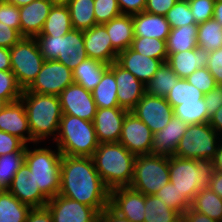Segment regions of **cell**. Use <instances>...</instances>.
<instances>
[{
    "mask_svg": "<svg viewBox=\"0 0 222 222\" xmlns=\"http://www.w3.org/2000/svg\"><path fill=\"white\" fill-rule=\"evenodd\" d=\"M25 151L7 153L0 156V186L7 189L16 172L24 163Z\"/></svg>",
    "mask_w": 222,
    "mask_h": 222,
    "instance_id": "cell-41",
    "label": "cell"
},
{
    "mask_svg": "<svg viewBox=\"0 0 222 222\" xmlns=\"http://www.w3.org/2000/svg\"><path fill=\"white\" fill-rule=\"evenodd\" d=\"M210 170L222 172V137L219 142L215 157L209 163Z\"/></svg>",
    "mask_w": 222,
    "mask_h": 222,
    "instance_id": "cell-59",
    "label": "cell"
},
{
    "mask_svg": "<svg viewBox=\"0 0 222 222\" xmlns=\"http://www.w3.org/2000/svg\"><path fill=\"white\" fill-rule=\"evenodd\" d=\"M29 167L24 162L7 188L20 202L31 208L45 207L49 200L28 177Z\"/></svg>",
    "mask_w": 222,
    "mask_h": 222,
    "instance_id": "cell-21",
    "label": "cell"
},
{
    "mask_svg": "<svg viewBox=\"0 0 222 222\" xmlns=\"http://www.w3.org/2000/svg\"><path fill=\"white\" fill-rule=\"evenodd\" d=\"M128 110L121 107L97 108L93 124L96 137L101 143H117Z\"/></svg>",
    "mask_w": 222,
    "mask_h": 222,
    "instance_id": "cell-17",
    "label": "cell"
},
{
    "mask_svg": "<svg viewBox=\"0 0 222 222\" xmlns=\"http://www.w3.org/2000/svg\"><path fill=\"white\" fill-rule=\"evenodd\" d=\"M208 187L222 198V172L212 171L209 172Z\"/></svg>",
    "mask_w": 222,
    "mask_h": 222,
    "instance_id": "cell-56",
    "label": "cell"
},
{
    "mask_svg": "<svg viewBox=\"0 0 222 222\" xmlns=\"http://www.w3.org/2000/svg\"><path fill=\"white\" fill-rule=\"evenodd\" d=\"M34 149L26 146L24 162L29 167L28 178L48 198L55 197L60 190V168L62 153L56 148Z\"/></svg>",
    "mask_w": 222,
    "mask_h": 222,
    "instance_id": "cell-5",
    "label": "cell"
},
{
    "mask_svg": "<svg viewBox=\"0 0 222 222\" xmlns=\"http://www.w3.org/2000/svg\"><path fill=\"white\" fill-rule=\"evenodd\" d=\"M169 156L136 155L130 188L144 195H154L170 181Z\"/></svg>",
    "mask_w": 222,
    "mask_h": 222,
    "instance_id": "cell-8",
    "label": "cell"
},
{
    "mask_svg": "<svg viewBox=\"0 0 222 222\" xmlns=\"http://www.w3.org/2000/svg\"><path fill=\"white\" fill-rule=\"evenodd\" d=\"M46 207L53 222H98L100 215L95 208L59 194L50 198Z\"/></svg>",
    "mask_w": 222,
    "mask_h": 222,
    "instance_id": "cell-14",
    "label": "cell"
},
{
    "mask_svg": "<svg viewBox=\"0 0 222 222\" xmlns=\"http://www.w3.org/2000/svg\"><path fill=\"white\" fill-rule=\"evenodd\" d=\"M72 29L68 7L53 5L38 36H63Z\"/></svg>",
    "mask_w": 222,
    "mask_h": 222,
    "instance_id": "cell-31",
    "label": "cell"
},
{
    "mask_svg": "<svg viewBox=\"0 0 222 222\" xmlns=\"http://www.w3.org/2000/svg\"><path fill=\"white\" fill-rule=\"evenodd\" d=\"M154 195L159 197L160 200H163L168 207L178 211L181 215H183L185 210L190 207V203L181 196V193L178 192L175 185L170 181L164 187L160 188Z\"/></svg>",
    "mask_w": 222,
    "mask_h": 222,
    "instance_id": "cell-44",
    "label": "cell"
},
{
    "mask_svg": "<svg viewBox=\"0 0 222 222\" xmlns=\"http://www.w3.org/2000/svg\"><path fill=\"white\" fill-rule=\"evenodd\" d=\"M97 170L106 187H129L134 175L136 155L121 143H101L92 155Z\"/></svg>",
    "mask_w": 222,
    "mask_h": 222,
    "instance_id": "cell-3",
    "label": "cell"
},
{
    "mask_svg": "<svg viewBox=\"0 0 222 222\" xmlns=\"http://www.w3.org/2000/svg\"><path fill=\"white\" fill-rule=\"evenodd\" d=\"M119 143L134 155L151 154L153 133L144 122L128 112L123 122Z\"/></svg>",
    "mask_w": 222,
    "mask_h": 222,
    "instance_id": "cell-15",
    "label": "cell"
},
{
    "mask_svg": "<svg viewBox=\"0 0 222 222\" xmlns=\"http://www.w3.org/2000/svg\"><path fill=\"white\" fill-rule=\"evenodd\" d=\"M178 0H146L144 11L165 16Z\"/></svg>",
    "mask_w": 222,
    "mask_h": 222,
    "instance_id": "cell-53",
    "label": "cell"
},
{
    "mask_svg": "<svg viewBox=\"0 0 222 222\" xmlns=\"http://www.w3.org/2000/svg\"><path fill=\"white\" fill-rule=\"evenodd\" d=\"M173 112L174 116L188 125L209 123L204 98L198 102H181L180 105L173 108Z\"/></svg>",
    "mask_w": 222,
    "mask_h": 222,
    "instance_id": "cell-38",
    "label": "cell"
},
{
    "mask_svg": "<svg viewBox=\"0 0 222 222\" xmlns=\"http://www.w3.org/2000/svg\"><path fill=\"white\" fill-rule=\"evenodd\" d=\"M134 37H152L167 40L171 31L165 16L146 11L132 15Z\"/></svg>",
    "mask_w": 222,
    "mask_h": 222,
    "instance_id": "cell-25",
    "label": "cell"
},
{
    "mask_svg": "<svg viewBox=\"0 0 222 222\" xmlns=\"http://www.w3.org/2000/svg\"><path fill=\"white\" fill-rule=\"evenodd\" d=\"M52 7L53 3L51 0H35L20 7L21 35L28 38L38 36Z\"/></svg>",
    "mask_w": 222,
    "mask_h": 222,
    "instance_id": "cell-23",
    "label": "cell"
},
{
    "mask_svg": "<svg viewBox=\"0 0 222 222\" xmlns=\"http://www.w3.org/2000/svg\"><path fill=\"white\" fill-rule=\"evenodd\" d=\"M185 79L205 94L217 85L215 79L206 67L195 70Z\"/></svg>",
    "mask_w": 222,
    "mask_h": 222,
    "instance_id": "cell-46",
    "label": "cell"
},
{
    "mask_svg": "<svg viewBox=\"0 0 222 222\" xmlns=\"http://www.w3.org/2000/svg\"><path fill=\"white\" fill-rule=\"evenodd\" d=\"M58 97L62 115H72L93 122L97 106L92 91L74 82L67 86Z\"/></svg>",
    "mask_w": 222,
    "mask_h": 222,
    "instance_id": "cell-13",
    "label": "cell"
},
{
    "mask_svg": "<svg viewBox=\"0 0 222 222\" xmlns=\"http://www.w3.org/2000/svg\"><path fill=\"white\" fill-rule=\"evenodd\" d=\"M23 89L19 86L11 70H0V99L6 103L17 101L22 96Z\"/></svg>",
    "mask_w": 222,
    "mask_h": 222,
    "instance_id": "cell-43",
    "label": "cell"
},
{
    "mask_svg": "<svg viewBox=\"0 0 222 222\" xmlns=\"http://www.w3.org/2000/svg\"><path fill=\"white\" fill-rule=\"evenodd\" d=\"M25 105L31 131V143H42L53 135L56 139L62 117L61 104L56 95H47L23 90L20 98ZM49 136V137H48Z\"/></svg>",
    "mask_w": 222,
    "mask_h": 222,
    "instance_id": "cell-2",
    "label": "cell"
},
{
    "mask_svg": "<svg viewBox=\"0 0 222 222\" xmlns=\"http://www.w3.org/2000/svg\"><path fill=\"white\" fill-rule=\"evenodd\" d=\"M26 144L18 137L0 130V156L17 151H25Z\"/></svg>",
    "mask_w": 222,
    "mask_h": 222,
    "instance_id": "cell-49",
    "label": "cell"
},
{
    "mask_svg": "<svg viewBox=\"0 0 222 222\" xmlns=\"http://www.w3.org/2000/svg\"><path fill=\"white\" fill-rule=\"evenodd\" d=\"M195 23L201 24L213 16L215 1L212 0H188Z\"/></svg>",
    "mask_w": 222,
    "mask_h": 222,
    "instance_id": "cell-47",
    "label": "cell"
},
{
    "mask_svg": "<svg viewBox=\"0 0 222 222\" xmlns=\"http://www.w3.org/2000/svg\"><path fill=\"white\" fill-rule=\"evenodd\" d=\"M209 124L222 136V106L210 117Z\"/></svg>",
    "mask_w": 222,
    "mask_h": 222,
    "instance_id": "cell-60",
    "label": "cell"
},
{
    "mask_svg": "<svg viewBox=\"0 0 222 222\" xmlns=\"http://www.w3.org/2000/svg\"><path fill=\"white\" fill-rule=\"evenodd\" d=\"M209 163L169 156L170 182L190 204L201 188L208 187Z\"/></svg>",
    "mask_w": 222,
    "mask_h": 222,
    "instance_id": "cell-7",
    "label": "cell"
},
{
    "mask_svg": "<svg viewBox=\"0 0 222 222\" xmlns=\"http://www.w3.org/2000/svg\"><path fill=\"white\" fill-rule=\"evenodd\" d=\"M10 60L11 71L23 90L33 83L45 61L36 39L28 37L10 48Z\"/></svg>",
    "mask_w": 222,
    "mask_h": 222,
    "instance_id": "cell-10",
    "label": "cell"
},
{
    "mask_svg": "<svg viewBox=\"0 0 222 222\" xmlns=\"http://www.w3.org/2000/svg\"><path fill=\"white\" fill-rule=\"evenodd\" d=\"M7 2H9L10 4H13L17 7H22V6H25L35 0H6Z\"/></svg>",
    "mask_w": 222,
    "mask_h": 222,
    "instance_id": "cell-63",
    "label": "cell"
},
{
    "mask_svg": "<svg viewBox=\"0 0 222 222\" xmlns=\"http://www.w3.org/2000/svg\"><path fill=\"white\" fill-rule=\"evenodd\" d=\"M204 103L208 112V119L222 106V85H216L204 95Z\"/></svg>",
    "mask_w": 222,
    "mask_h": 222,
    "instance_id": "cell-51",
    "label": "cell"
},
{
    "mask_svg": "<svg viewBox=\"0 0 222 222\" xmlns=\"http://www.w3.org/2000/svg\"><path fill=\"white\" fill-rule=\"evenodd\" d=\"M0 130L18 137L26 145L31 144L28 116L20 99L7 103L0 112Z\"/></svg>",
    "mask_w": 222,
    "mask_h": 222,
    "instance_id": "cell-19",
    "label": "cell"
},
{
    "mask_svg": "<svg viewBox=\"0 0 222 222\" xmlns=\"http://www.w3.org/2000/svg\"><path fill=\"white\" fill-rule=\"evenodd\" d=\"M0 70H11L10 49L0 47Z\"/></svg>",
    "mask_w": 222,
    "mask_h": 222,
    "instance_id": "cell-61",
    "label": "cell"
},
{
    "mask_svg": "<svg viewBox=\"0 0 222 222\" xmlns=\"http://www.w3.org/2000/svg\"><path fill=\"white\" fill-rule=\"evenodd\" d=\"M7 103L3 100L0 99V112L2 111V109L4 108V106L6 105Z\"/></svg>",
    "mask_w": 222,
    "mask_h": 222,
    "instance_id": "cell-65",
    "label": "cell"
},
{
    "mask_svg": "<svg viewBox=\"0 0 222 222\" xmlns=\"http://www.w3.org/2000/svg\"><path fill=\"white\" fill-rule=\"evenodd\" d=\"M130 112L144 122L153 134L163 129L174 116L173 108L165 97L146 93Z\"/></svg>",
    "mask_w": 222,
    "mask_h": 222,
    "instance_id": "cell-12",
    "label": "cell"
},
{
    "mask_svg": "<svg viewBox=\"0 0 222 222\" xmlns=\"http://www.w3.org/2000/svg\"><path fill=\"white\" fill-rule=\"evenodd\" d=\"M122 14L134 15L143 12L146 0H117Z\"/></svg>",
    "mask_w": 222,
    "mask_h": 222,
    "instance_id": "cell-54",
    "label": "cell"
},
{
    "mask_svg": "<svg viewBox=\"0 0 222 222\" xmlns=\"http://www.w3.org/2000/svg\"><path fill=\"white\" fill-rule=\"evenodd\" d=\"M198 47L205 51H214L222 47V26L213 18L198 24Z\"/></svg>",
    "mask_w": 222,
    "mask_h": 222,
    "instance_id": "cell-37",
    "label": "cell"
},
{
    "mask_svg": "<svg viewBox=\"0 0 222 222\" xmlns=\"http://www.w3.org/2000/svg\"><path fill=\"white\" fill-rule=\"evenodd\" d=\"M83 33L88 58L107 65L116 61L118 52L112 47L109 34L103 24H96L92 28L84 30Z\"/></svg>",
    "mask_w": 222,
    "mask_h": 222,
    "instance_id": "cell-18",
    "label": "cell"
},
{
    "mask_svg": "<svg viewBox=\"0 0 222 222\" xmlns=\"http://www.w3.org/2000/svg\"><path fill=\"white\" fill-rule=\"evenodd\" d=\"M195 211L207 215L213 220H222V198H220L209 187L201 188L190 204Z\"/></svg>",
    "mask_w": 222,
    "mask_h": 222,
    "instance_id": "cell-32",
    "label": "cell"
},
{
    "mask_svg": "<svg viewBox=\"0 0 222 222\" xmlns=\"http://www.w3.org/2000/svg\"><path fill=\"white\" fill-rule=\"evenodd\" d=\"M117 0H94V16L97 24H104L120 16Z\"/></svg>",
    "mask_w": 222,
    "mask_h": 222,
    "instance_id": "cell-45",
    "label": "cell"
},
{
    "mask_svg": "<svg viewBox=\"0 0 222 222\" xmlns=\"http://www.w3.org/2000/svg\"><path fill=\"white\" fill-rule=\"evenodd\" d=\"M0 22L20 32L19 7L10 4L6 0H0Z\"/></svg>",
    "mask_w": 222,
    "mask_h": 222,
    "instance_id": "cell-48",
    "label": "cell"
},
{
    "mask_svg": "<svg viewBox=\"0 0 222 222\" xmlns=\"http://www.w3.org/2000/svg\"><path fill=\"white\" fill-rule=\"evenodd\" d=\"M30 210L7 189L0 192V222H25Z\"/></svg>",
    "mask_w": 222,
    "mask_h": 222,
    "instance_id": "cell-33",
    "label": "cell"
},
{
    "mask_svg": "<svg viewBox=\"0 0 222 222\" xmlns=\"http://www.w3.org/2000/svg\"><path fill=\"white\" fill-rule=\"evenodd\" d=\"M116 62L131 72L138 80L146 85L154 76L157 69L164 63L134 51L131 47L119 52Z\"/></svg>",
    "mask_w": 222,
    "mask_h": 222,
    "instance_id": "cell-22",
    "label": "cell"
},
{
    "mask_svg": "<svg viewBox=\"0 0 222 222\" xmlns=\"http://www.w3.org/2000/svg\"><path fill=\"white\" fill-rule=\"evenodd\" d=\"M188 124L173 116L160 131L153 134L151 154L173 156Z\"/></svg>",
    "mask_w": 222,
    "mask_h": 222,
    "instance_id": "cell-24",
    "label": "cell"
},
{
    "mask_svg": "<svg viewBox=\"0 0 222 222\" xmlns=\"http://www.w3.org/2000/svg\"><path fill=\"white\" fill-rule=\"evenodd\" d=\"M219 136L209 123L188 125L174 156L210 163L221 140Z\"/></svg>",
    "mask_w": 222,
    "mask_h": 222,
    "instance_id": "cell-9",
    "label": "cell"
},
{
    "mask_svg": "<svg viewBox=\"0 0 222 222\" xmlns=\"http://www.w3.org/2000/svg\"><path fill=\"white\" fill-rule=\"evenodd\" d=\"M35 39L44 60H57L72 71L88 58L83 30L72 29L63 36H36Z\"/></svg>",
    "mask_w": 222,
    "mask_h": 222,
    "instance_id": "cell-6",
    "label": "cell"
},
{
    "mask_svg": "<svg viewBox=\"0 0 222 222\" xmlns=\"http://www.w3.org/2000/svg\"><path fill=\"white\" fill-rule=\"evenodd\" d=\"M74 83L73 71L57 60H45L29 92L58 96L67 86Z\"/></svg>",
    "mask_w": 222,
    "mask_h": 222,
    "instance_id": "cell-11",
    "label": "cell"
},
{
    "mask_svg": "<svg viewBox=\"0 0 222 222\" xmlns=\"http://www.w3.org/2000/svg\"><path fill=\"white\" fill-rule=\"evenodd\" d=\"M131 48L142 55L160 59L164 63L168 58L166 40L152 37H134Z\"/></svg>",
    "mask_w": 222,
    "mask_h": 222,
    "instance_id": "cell-40",
    "label": "cell"
},
{
    "mask_svg": "<svg viewBox=\"0 0 222 222\" xmlns=\"http://www.w3.org/2000/svg\"><path fill=\"white\" fill-rule=\"evenodd\" d=\"M98 222H131L115 213L109 206L106 207L99 215Z\"/></svg>",
    "mask_w": 222,
    "mask_h": 222,
    "instance_id": "cell-58",
    "label": "cell"
},
{
    "mask_svg": "<svg viewBox=\"0 0 222 222\" xmlns=\"http://www.w3.org/2000/svg\"><path fill=\"white\" fill-rule=\"evenodd\" d=\"M167 62L163 63L152 79L145 85L146 94L150 96L166 97L171 88L180 80Z\"/></svg>",
    "mask_w": 222,
    "mask_h": 222,
    "instance_id": "cell-34",
    "label": "cell"
},
{
    "mask_svg": "<svg viewBox=\"0 0 222 222\" xmlns=\"http://www.w3.org/2000/svg\"><path fill=\"white\" fill-rule=\"evenodd\" d=\"M53 5L67 6L71 0H51Z\"/></svg>",
    "mask_w": 222,
    "mask_h": 222,
    "instance_id": "cell-64",
    "label": "cell"
},
{
    "mask_svg": "<svg viewBox=\"0 0 222 222\" xmlns=\"http://www.w3.org/2000/svg\"><path fill=\"white\" fill-rule=\"evenodd\" d=\"M22 38L23 36L18 30L10 28L5 23L0 22V47L10 49Z\"/></svg>",
    "mask_w": 222,
    "mask_h": 222,
    "instance_id": "cell-52",
    "label": "cell"
},
{
    "mask_svg": "<svg viewBox=\"0 0 222 222\" xmlns=\"http://www.w3.org/2000/svg\"><path fill=\"white\" fill-rule=\"evenodd\" d=\"M181 216L178 211L168 207L156 195H145L144 222H175Z\"/></svg>",
    "mask_w": 222,
    "mask_h": 222,
    "instance_id": "cell-36",
    "label": "cell"
},
{
    "mask_svg": "<svg viewBox=\"0 0 222 222\" xmlns=\"http://www.w3.org/2000/svg\"><path fill=\"white\" fill-rule=\"evenodd\" d=\"M109 207L119 216L131 222H144L145 195L130 187L110 191Z\"/></svg>",
    "mask_w": 222,
    "mask_h": 222,
    "instance_id": "cell-16",
    "label": "cell"
},
{
    "mask_svg": "<svg viewBox=\"0 0 222 222\" xmlns=\"http://www.w3.org/2000/svg\"><path fill=\"white\" fill-rule=\"evenodd\" d=\"M212 18L222 26V0L215 1Z\"/></svg>",
    "mask_w": 222,
    "mask_h": 222,
    "instance_id": "cell-62",
    "label": "cell"
},
{
    "mask_svg": "<svg viewBox=\"0 0 222 222\" xmlns=\"http://www.w3.org/2000/svg\"><path fill=\"white\" fill-rule=\"evenodd\" d=\"M55 142L62 155L80 157H92L99 145L93 122L72 115H62Z\"/></svg>",
    "mask_w": 222,
    "mask_h": 222,
    "instance_id": "cell-4",
    "label": "cell"
},
{
    "mask_svg": "<svg viewBox=\"0 0 222 222\" xmlns=\"http://www.w3.org/2000/svg\"><path fill=\"white\" fill-rule=\"evenodd\" d=\"M58 194L91 206L99 213L109 206L110 190L91 157L62 155Z\"/></svg>",
    "mask_w": 222,
    "mask_h": 222,
    "instance_id": "cell-1",
    "label": "cell"
},
{
    "mask_svg": "<svg viewBox=\"0 0 222 222\" xmlns=\"http://www.w3.org/2000/svg\"><path fill=\"white\" fill-rule=\"evenodd\" d=\"M182 216L185 219V222H218L207 215L195 211L191 207H188Z\"/></svg>",
    "mask_w": 222,
    "mask_h": 222,
    "instance_id": "cell-57",
    "label": "cell"
},
{
    "mask_svg": "<svg viewBox=\"0 0 222 222\" xmlns=\"http://www.w3.org/2000/svg\"><path fill=\"white\" fill-rule=\"evenodd\" d=\"M205 93L194 85L190 84L185 78H181L177 84L171 88L165 99L172 108L181 104V102H198L204 98Z\"/></svg>",
    "mask_w": 222,
    "mask_h": 222,
    "instance_id": "cell-39",
    "label": "cell"
},
{
    "mask_svg": "<svg viewBox=\"0 0 222 222\" xmlns=\"http://www.w3.org/2000/svg\"><path fill=\"white\" fill-rule=\"evenodd\" d=\"M103 25L109 34L112 47L118 53L131 47L134 39L132 15L121 14Z\"/></svg>",
    "mask_w": 222,
    "mask_h": 222,
    "instance_id": "cell-27",
    "label": "cell"
},
{
    "mask_svg": "<svg viewBox=\"0 0 222 222\" xmlns=\"http://www.w3.org/2000/svg\"><path fill=\"white\" fill-rule=\"evenodd\" d=\"M108 67L109 65L103 62L87 58L73 70L74 82L92 91L99 84L103 72Z\"/></svg>",
    "mask_w": 222,
    "mask_h": 222,
    "instance_id": "cell-29",
    "label": "cell"
},
{
    "mask_svg": "<svg viewBox=\"0 0 222 222\" xmlns=\"http://www.w3.org/2000/svg\"><path fill=\"white\" fill-rule=\"evenodd\" d=\"M206 68L215 79L217 85H222V47L209 52Z\"/></svg>",
    "mask_w": 222,
    "mask_h": 222,
    "instance_id": "cell-50",
    "label": "cell"
},
{
    "mask_svg": "<svg viewBox=\"0 0 222 222\" xmlns=\"http://www.w3.org/2000/svg\"><path fill=\"white\" fill-rule=\"evenodd\" d=\"M117 88L115 80V62H113L103 72L101 81L92 90V96L97 108L119 107Z\"/></svg>",
    "mask_w": 222,
    "mask_h": 222,
    "instance_id": "cell-28",
    "label": "cell"
},
{
    "mask_svg": "<svg viewBox=\"0 0 222 222\" xmlns=\"http://www.w3.org/2000/svg\"><path fill=\"white\" fill-rule=\"evenodd\" d=\"M175 222H185V219L183 218V216H181L177 221Z\"/></svg>",
    "mask_w": 222,
    "mask_h": 222,
    "instance_id": "cell-66",
    "label": "cell"
},
{
    "mask_svg": "<svg viewBox=\"0 0 222 222\" xmlns=\"http://www.w3.org/2000/svg\"><path fill=\"white\" fill-rule=\"evenodd\" d=\"M165 17L171 28L196 24L187 0H178Z\"/></svg>",
    "mask_w": 222,
    "mask_h": 222,
    "instance_id": "cell-42",
    "label": "cell"
},
{
    "mask_svg": "<svg viewBox=\"0 0 222 222\" xmlns=\"http://www.w3.org/2000/svg\"><path fill=\"white\" fill-rule=\"evenodd\" d=\"M73 29L86 30L96 25L94 0H71L67 5Z\"/></svg>",
    "mask_w": 222,
    "mask_h": 222,
    "instance_id": "cell-35",
    "label": "cell"
},
{
    "mask_svg": "<svg viewBox=\"0 0 222 222\" xmlns=\"http://www.w3.org/2000/svg\"><path fill=\"white\" fill-rule=\"evenodd\" d=\"M25 222H53L52 214L45 207L31 208Z\"/></svg>",
    "mask_w": 222,
    "mask_h": 222,
    "instance_id": "cell-55",
    "label": "cell"
},
{
    "mask_svg": "<svg viewBox=\"0 0 222 222\" xmlns=\"http://www.w3.org/2000/svg\"><path fill=\"white\" fill-rule=\"evenodd\" d=\"M197 31V24L171 28L166 40L168 56L172 53L187 51L198 47Z\"/></svg>",
    "mask_w": 222,
    "mask_h": 222,
    "instance_id": "cell-30",
    "label": "cell"
},
{
    "mask_svg": "<svg viewBox=\"0 0 222 222\" xmlns=\"http://www.w3.org/2000/svg\"><path fill=\"white\" fill-rule=\"evenodd\" d=\"M115 80L119 107L129 112L146 93L145 85L115 61Z\"/></svg>",
    "mask_w": 222,
    "mask_h": 222,
    "instance_id": "cell-20",
    "label": "cell"
},
{
    "mask_svg": "<svg viewBox=\"0 0 222 222\" xmlns=\"http://www.w3.org/2000/svg\"><path fill=\"white\" fill-rule=\"evenodd\" d=\"M208 58L209 51L196 47L195 49L172 53L166 62L179 78H186L195 70L206 67Z\"/></svg>",
    "mask_w": 222,
    "mask_h": 222,
    "instance_id": "cell-26",
    "label": "cell"
}]
</instances>
